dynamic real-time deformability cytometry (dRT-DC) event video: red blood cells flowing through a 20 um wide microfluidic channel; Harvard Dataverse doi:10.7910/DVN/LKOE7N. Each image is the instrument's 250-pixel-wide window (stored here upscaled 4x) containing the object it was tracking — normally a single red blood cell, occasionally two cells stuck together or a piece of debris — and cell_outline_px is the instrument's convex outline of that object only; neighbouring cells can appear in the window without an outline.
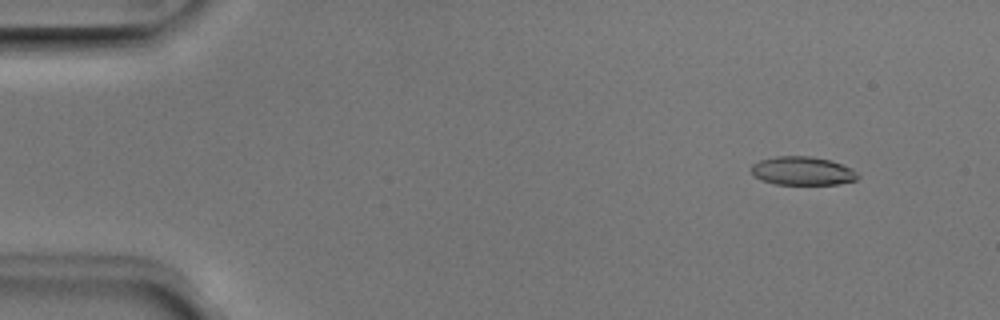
{"species": "Egyptian fruit bat (a non-hibernating species)", "species_latin": "Rousettus aegyptiacus", "temperature_condition": "room temperature", "stored_images_in_passage": 51, "camera_frame_rate_fps": 3000, "um_per_image_px": 0.085, "animal": {"sex": "male"}, "frame": {"image": 1, "passage_image": 5, "time_ms": 1.333, "image_size_px": [1000, 320], "cell_outline_px": [[860, 176], [856, 180], [836, 184], [776, 184], [760, 180], [752, 176], [748, 168], [752, 164], [760, 160], [776, 156], [808, 156], [828, 160], [852, 168]], "centroid_in_image_um": [68.14, 14.53], "position_along_channel_um": 16.9, "area_um2": 17.8}}
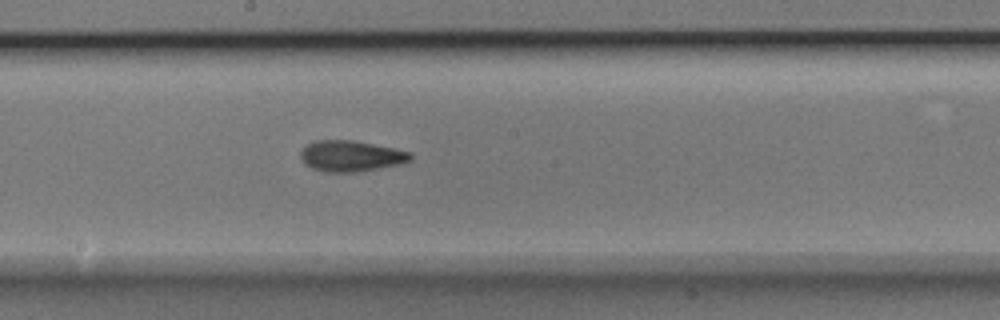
{"frame": {"image": 2, "passage_image": 28, "time_ms": 9.0, "image_size_px": [1000, 320], "cell_outline_px": [[412, 160], [400, 164], [352, 172], [324, 172], [312, 168], [304, 164], [300, 156], [300, 152], [312, 140], [352, 140], [412, 152]], "centroid_in_image_um": [29.8, 13.26], "position_along_channel_um": 218.4, "area_um2": 19.65}}
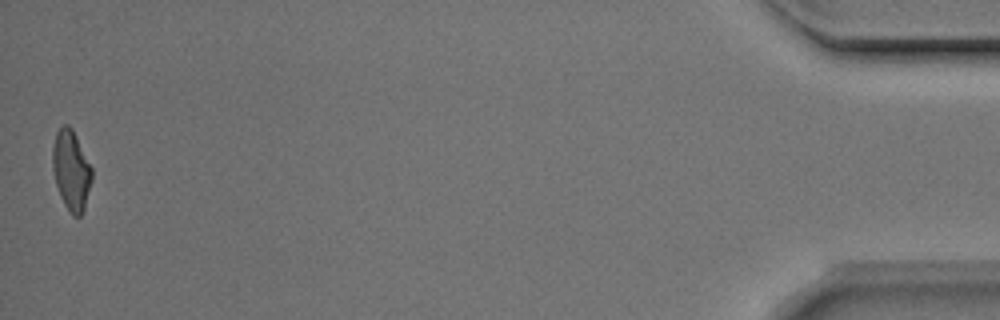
{"frame": {"image": 3, "passage_image": 51, "time_ms": 16.667, "image_size_px": [1000, 320], "cell_outline_px": [[92, 180], [84, 208], [80, 216], [72, 216], [64, 204], [60, 196], [56, 184], [52, 168], [52, 148], [56, 132], [64, 124], [68, 124], [72, 128], [92, 168]], "centroid_in_image_um": [6.04, 14.47], "position_along_channel_um": 429.2, "area_um2": 18.26}, "authors_computed_cell_mechanics": {"area_um2": 18.8428, "velocity_mm_per_s": 3.9592, "shape_relaxation_time_tau1_ms": 5.8195, "shape_relaxation_time_tau2_ms": 2.2728, "deformation_change_tau1": 0.1535, "deformation_change_tau2": 0.1025}}